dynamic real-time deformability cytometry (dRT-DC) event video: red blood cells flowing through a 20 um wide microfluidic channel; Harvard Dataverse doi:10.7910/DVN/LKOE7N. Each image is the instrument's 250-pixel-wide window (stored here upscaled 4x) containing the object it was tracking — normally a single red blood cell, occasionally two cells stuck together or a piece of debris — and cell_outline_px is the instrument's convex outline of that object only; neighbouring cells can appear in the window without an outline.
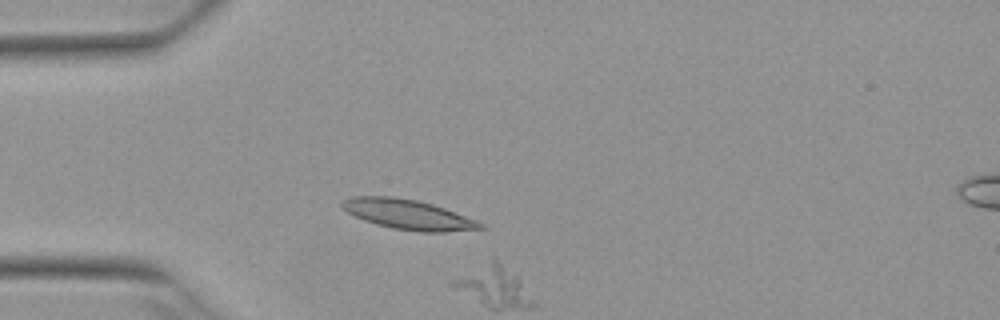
{"species": "Egyptian fruit bat (a non-hibernating species)", "species_latin": "Rousettus aegyptiacus", "temperature_condition": "warm", "stored_images_in_passage": 5, "camera_frame_rate_fps": 3000, "um_per_image_px": 0.085, "animal": {"sex": "female"}, "frame": {"image": 1, "passage_image": 3, "time_ms": 0.667, "image_size_px": [1000, 320], "cell_outline_px": [[488, 228], [444, 232], [420, 232], [392, 228], [376, 224], [364, 220], [348, 212], [340, 204], [344, 200], [352, 196], [392, 196], [416, 200], [432, 204], [444, 208], [476, 220], [484, 224]], "centroid_in_image_um": [34.72, 18.24], "position_along_channel_um": 50.3, "area_um2": 23.93}}
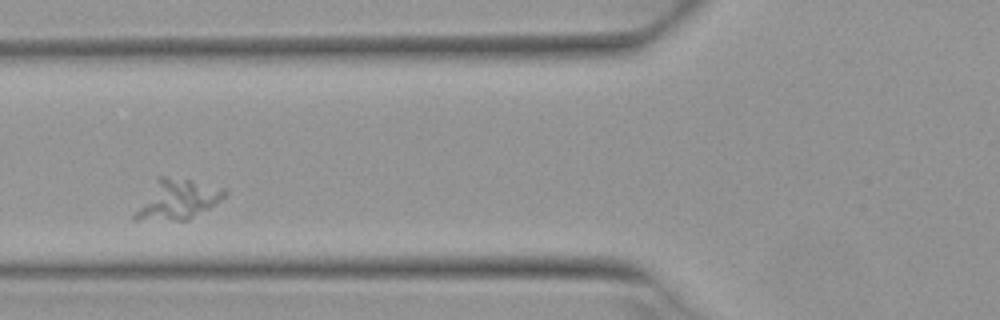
{"frame": {"image": 2, "passage_image": 5, "time_ms": 1.333, "image_size_px": [1000, 320], "cell_outline_px": [[228, 196], [188, 220], [132, 220], [132, 216], [156, 180], [160, 176], [164, 176], [188, 180], [224, 188], [228, 192]], "centroid_in_image_um": [15.1, 16.98], "position_along_channel_um": 110.7, "area_um2": 20.35}}